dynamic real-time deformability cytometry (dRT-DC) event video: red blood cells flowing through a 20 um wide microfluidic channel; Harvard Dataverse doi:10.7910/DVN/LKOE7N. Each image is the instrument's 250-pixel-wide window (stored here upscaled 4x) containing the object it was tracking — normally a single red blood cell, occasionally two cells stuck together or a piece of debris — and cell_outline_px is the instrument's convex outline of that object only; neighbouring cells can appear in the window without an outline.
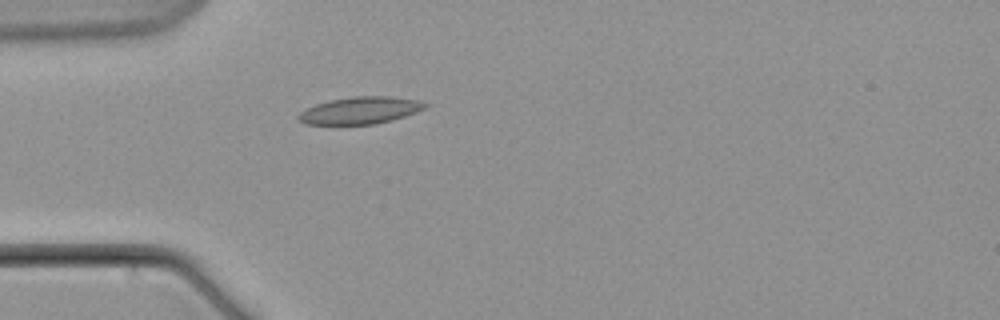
{"species": "common noctule bat (a hibernating species)", "species_latin": "Nyctalus noctula", "temperature_condition": "warm", "stored_images_in_passage": 9, "camera_frame_rate_fps": 3000, "um_per_image_px": 0.085, "animal": {"sex": "male", "body_mass_g": 21.5, "forearm_length_mm": 52.0}, "frame": {"image": 1, "passage_image": 6, "time_ms": 6.333, "image_size_px": [1000, 320], "cell_outline_px": [[428, 104], [424, 108], [416, 112], [392, 120], [376, 124], [304, 124], [296, 120], [296, 116], [300, 112], [316, 104], [332, 100], [352, 96], [388, 96], [420, 100]], "centroid_in_image_um": [30.6, 9.38], "position_along_channel_um": 54.4, "area_um2": 19.94}}
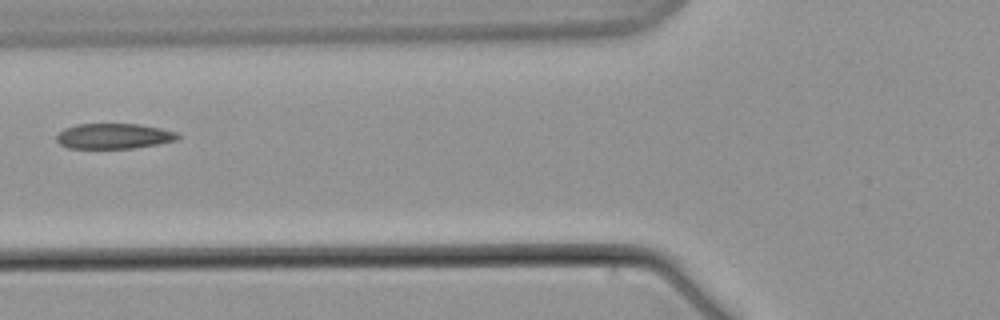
{"frame": {"image": 2, "passage_image": 8, "time_ms": 8.667, "image_size_px": [1000, 320], "cell_outline_px": [[180, 136], [176, 140], [156, 144], [132, 148], [68, 148], [60, 144], [56, 140], [56, 136], [64, 128], [76, 124], [140, 124], [160, 128], [176, 132]], "centroid_in_image_um": [9.65, 11.56], "position_along_channel_um": 116.2, "area_um2": 17.8}}
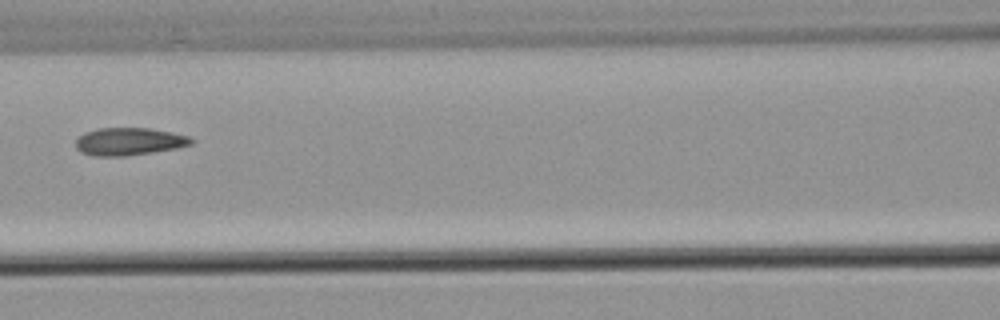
{"frame": {"image": 3, "passage_image": 9, "time_ms": 10.0, "image_size_px": [1000, 320], "cell_outline_px": [[196, 140], [192, 144], [176, 148], [152, 152], [124, 156], [92, 156], [80, 152], [76, 148], [76, 140], [84, 132], [100, 128], [148, 128], [172, 132], [188, 136]], "centroid_in_image_um": [10.97, 12.03], "position_along_channel_um": 155.6, "area_um2": 18.61}}